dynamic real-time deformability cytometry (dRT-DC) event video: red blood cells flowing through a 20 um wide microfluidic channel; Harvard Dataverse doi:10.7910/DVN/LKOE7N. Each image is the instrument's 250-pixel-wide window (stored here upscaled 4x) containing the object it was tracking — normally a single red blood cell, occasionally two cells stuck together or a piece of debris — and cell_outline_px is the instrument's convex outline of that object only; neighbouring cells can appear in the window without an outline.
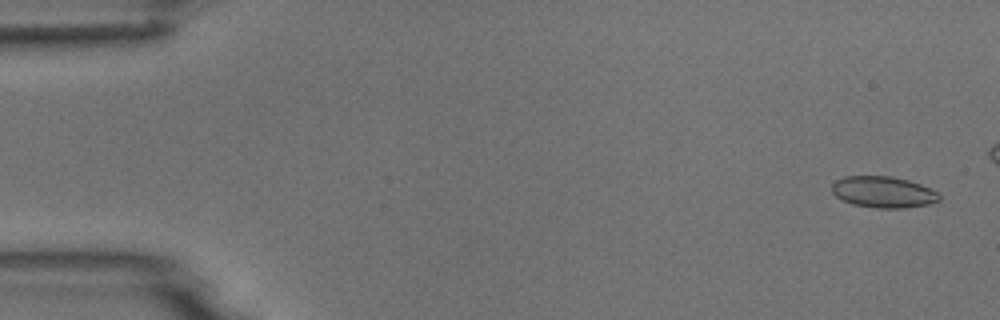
{"species": "common noctule bat (a hibernating species)", "species_latin": "Nyctalus noctula", "temperature_condition": "room temperature", "stored_images_in_passage": 6, "camera_frame_rate_fps": 3000, "um_per_image_px": 0.085, "animal": {"sex": "male", "body_mass_g": 18.8}, "frame": {"image": 1, "passage_image": 1, "time_ms": 0.0, "image_size_px": [1000, 320], "cell_outline_px": [[940, 200], [928, 204], [904, 208], [876, 208], [852, 204], [836, 196], [832, 192], [832, 184], [836, 180], [844, 176], [892, 176], [908, 180], [920, 184], [936, 192], [940, 196]], "centroid_in_image_um": [75.06, 16.32], "position_along_channel_um": 9.9, "area_um2": 19.48}}